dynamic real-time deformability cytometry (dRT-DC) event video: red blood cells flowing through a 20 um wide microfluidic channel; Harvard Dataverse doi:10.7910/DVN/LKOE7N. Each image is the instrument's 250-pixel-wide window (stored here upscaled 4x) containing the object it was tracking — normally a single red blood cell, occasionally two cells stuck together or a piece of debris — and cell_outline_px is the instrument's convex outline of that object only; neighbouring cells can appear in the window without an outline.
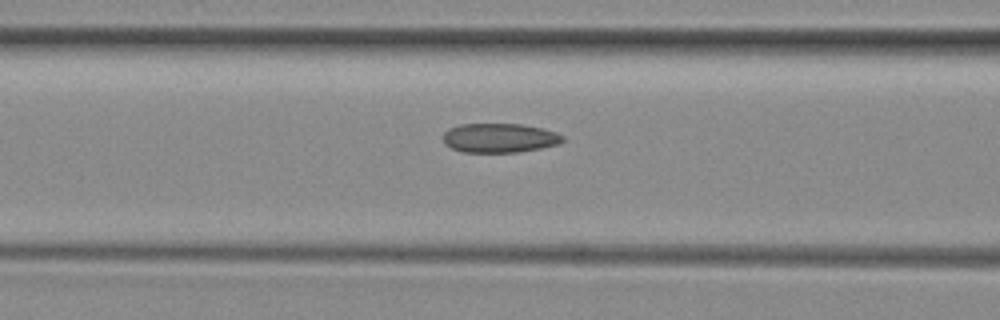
{"species": "common noctule bat (a hibernating species)", "species_latin": "Nyctalus noctula", "temperature_condition": "room temperature", "stored_images_in_passage": 14, "camera_frame_rate_fps": 3000, "um_per_image_px": 0.085, "animal": {"sex": "female", "body_mass_g": 29.2, "forearm_length_mm": 56.3}, "frame": {"image": 1, "passage_image": 12, "time_ms": 3.667, "image_size_px": [1000, 320], "cell_outline_px": [[564, 140], [560, 144], [540, 148], [516, 152], [464, 152], [452, 148], [444, 144], [444, 132], [448, 128], [460, 124], [520, 124], [540, 128], [556, 132], [564, 136]], "centroid_in_image_um": [42.45, 11.72], "position_along_channel_um": 124.1, "area_um2": 20.35}}